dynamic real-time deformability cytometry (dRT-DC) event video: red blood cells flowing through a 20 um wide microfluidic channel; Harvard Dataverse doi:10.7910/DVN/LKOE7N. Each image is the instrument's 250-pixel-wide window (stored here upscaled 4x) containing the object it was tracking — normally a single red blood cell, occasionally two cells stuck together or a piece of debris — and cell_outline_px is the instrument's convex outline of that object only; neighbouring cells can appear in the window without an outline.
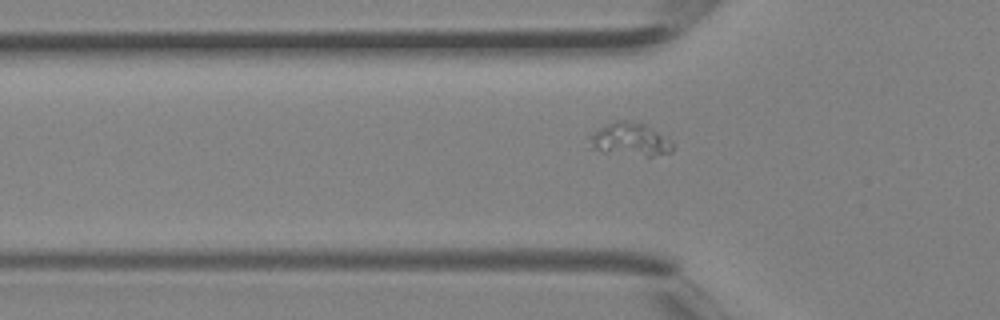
{"species": "Egyptian fruit bat (a non-hibernating species)", "species_latin": "Rousettus aegyptiacus", "temperature_condition": "room temperature", "stored_images_in_passage": 4, "camera_frame_rate_fps": 3000, "um_per_image_px": 0.085, "animal": {"sex": "female"}, "frame": {"image": 1, "passage_image": 4, "time_ms": 1.0, "image_size_px": [1000, 320], "cell_outline_px": [[672, 152], [648, 160], [604, 152], [588, 148], [588, 136], [592, 132], [616, 120], [624, 120], [644, 124], [672, 140]], "centroid_in_image_um": [53.55, 11.94], "position_along_channel_um": 72.2, "area_um2": 16.99}}